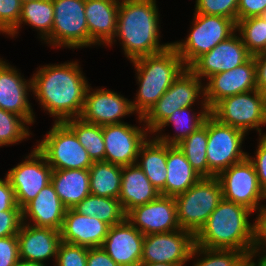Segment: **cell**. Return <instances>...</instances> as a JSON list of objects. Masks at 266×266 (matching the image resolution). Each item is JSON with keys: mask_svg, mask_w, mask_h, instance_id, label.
Segmentation results:
<instances>
[{"mask_svg": "<svg viewBox=\"0 0 266 266\" xmlns=\"http://www.w3.org/2000/svg\"><path fill=\"white\" fill-rule=\"evenodd\" d=\"M77 61L47 64L33 74L32 93L34 98L55 122L80 118L86 91L89 87Z\"/></svg>", "mask_w": 266, "mask_h": 266, "instance_id": "6da1fadb", "label": "cell"}, {"mask_svg": "<svg viewBox=\"0 0 266 266\" xmlns=\"http://www.w3.org/2000/svg\"><path fill=\"white\" fill-rule=\"evenodd\" d=\"M156 4V0H120L116 35L107 46L119 40L130 61L169 47L172 43L160 44L159 41L160 13Z\"/></svg>", "mask_w": 266, "mask_h": 266, "instance_id": "7a4b0ae2", "label": "cell"}, {"mask_svg": "<svg viewBox=\"0 0 266 266\" xmlns=\"http://www.w3.org/2000/svg\"><path fill=\"white\" fill-rule=\"evenodd\" d=\"M243 205L222 199L204 226L194 236L195 245L207 249H234L248 257L255 251L258 217Z\"/></svg>", "mask_w": 266, "mask_h": 266, "instance_id": "3957f363", "label": "cell"}, {"mask_svg": "<svg viewBox=\"0 0 266 266\" xmlns=\"http://www.w3.org/2000/svg\"><path fill=\"white\" fill-rule=\"evenodd\" d=\"M130 62L133 63L139 85L135 100L131 101V104L136 116L143 117L186 66L172 44L161 52Z\"/></svg>", "mask_w": 266, "mask_h": 266, "instance_id": "277c9868", "label": "cell"}, {"mask_svg": "<svg viewBox=\"0 0 266 266\" xmlns=\"http://www.w3.org/2000/svg\"><path fill=\"white\" fill-rule=\"evenodd\" d=\"M222 199V187L217 177L201 178L186 192L176 195L177 222L180 229L195 236Z\"/></svg>", "mask_w": 266, "mask_h": 266, "instance_id": "5b68a950", "label": "cell"}, {"mask_svg": "<svg viewBox=\"0 0 266 266\" xmlns=\"http://www.w3.org/2000/svg\"><path fill=\"white\" fill-rule=\"evenodd\" d=\"M191 23V30L187 38L172 42L186 68L236 32V22L224 16L194 12Z\"/></svg>", "mask_w": 266, "mask_h": 266, "instance_id": "8992f818", "label": "cell"}, {"mask_svg": "<svg viewBox=\"0 0 266 266\" xmlns=\"http://www.w3.org/2000/svg\"><path fill=\"white\" fill-rule=\"evenodd\" d=\"M202 84L198 76L185 68L152 108L143 117H137L138 122L145 123L149 134H152L174 111L190 107L197 103L196 100L199 102V99L202 106H207Z\"/></svg>", "mask_w": 266, "mask_h": 266, "instance_id": "52a82bcc", "label": "cell"}, {"mask_svg": "<svg viewBox=\"0 0 266 266\" xmlns=\"http://www.w3.org/2000/svg\"><path fill=\"white\" fill-rule=\"evenodd\" d=\"M37 142L36 149L53 170L89 169L94 163L75 133L64 122L54 121L44 139Z\"/></svg>", "mask_w": 266, "mask_h": 266, "instance_id": "ba28073f", "label": "cell"}, {"mask_svg": "<svg viewBox=\"0 0 266 266\" xmlns=\"http://www.w3.org/2000/svg\"><path fill=\"white\" fill-rule=\"evenodd\" d=\"M210 114L219 122L230 125L248 134L256 129L262 133L260 126L266 125V94L258 89L248 91L220 100Z\"/></svg>", "mask_w": 266, "mask_h": 266, "instance_id": "9c48e42d", "label": "cell"}, {"mask_svg": "<svg viewBox=\"0 0 266 266\" xmlns=\"http://www.w3.org/2000/svg\"><path fill=\"white\" fill-rule=\"evenodd\" d=\"M245 136L243 131L219 122L211 114L207 116L208 178L217 177L247 157L242 149Z\"/></svg>", "mask_w": 266, "mask_h": 266, "instance_id": "30bf717a", "label": "cell"}, {"mask_svg": "<svg viewBox=\"0 0 266 266\" xmlns=\"http://www.w3.org/2000/svg\"><path fill=\"white\" fill-rule=\"evenodd\" d=\"M54 19L51 35L44 41L56 48L89 46L85 0H53Z\"/></svg>", "mask_w": 266, "mask_h": 266, "instance_id": "8fae6325", "label": "cell"}, {"mask_svg": "<svg viewBox=\"0 0 266 266\" xmlns=\"http://www.w3.org/2000/svg\"><path fill=\"white\" fill-rule=\"evenodd\" d=\"M217 178L222 187L223 198L256 212L259 217L266 207V194L259 185L254 165L246 157L222 171Z\"/></svg>", "mask_w": 266, "mask_h": 266, "instance_id": "7c38bea8", "label": "cell"}, {"mask_svg": "<svg viewBox=\"0 0 266 266\" xmlns=\"http://www.w3.org/2000/svg\"><path fill=\"white\" fill-rule=\"evenodd\" d=\"M21 163L7 173L10 185L15 192L17 205L23 209L38 193L51 182L52 167L36 149L24 157Z\"/></svg>", "mask_w": 266, "mask_h": 266, "instance_id": "4fadbf2b", "label": "cell"}, {"mask_svg": "<svg viewBox=\"0 0 266 266\" xmlns=\"http://www.w3.org/2000/svg\"><path fill=\"white\" fill-rule=\"evenodd\" d=\"M194 235L184 229L144 235L141 262L185 266L193 247Z\"/></svg>", "mask_w": 266, "mask_h": 266, "instance_id": "5bb4252c", "label": "cell"}, {"mask_svg": "<svg viewBox=\"0 0 266 266\" xmlns=\"http://www.w3.org/2000/svg\"><path fill=\"white\" fill-rule=\"evenodd\" d=\"M126 122L102 126L105 143V162L119 166L136 164L141 145L148 139L149 131Z\"/></svg>", "mask_w": 266, "mask_h": 266, "instance_id": "9a60e30c", "label": "cell"}, {"mask_svg": "<svg viewBox=\"0 0 266 266\" xmlns=\"http://www.w3.org/2000/svg\"><path fill=\"white\" fill-rule=\"evenodd\" d=\"M134 114L130 99L105 88L86 91L85 103L80 118L87 123L99 126L124 123L125 116Z\"/></svg>", "mask_w": 266, "mask_h": 266, "instance_id": "2e32d148", "label": "cell"}, {"mask_svg": "<svg viewBox=\"0 0 266 266\" xmlns=\"http://www.w3.org/2000/svg\"><path fill=\"white\" fill-rule=\"evenodd\" d=\"M204 85L205 100L211 110L220 100L256 90V65L251 56L232 70L211 75Z\"/></svg>", "mask_w": 266, "mask_h": 266, "instance_id": "e0dca14e", "label": "cell"}, {"mask_svg": "<svg viewBox=\"0 0 266 266\" xmlns=\"http://www.w3.org/2000/svg\"><path fill=\"white\" fill-rule=\"evenodd\" d=\"M126 218L143 235L180 229L173 196L159 195L152 202L134 207L126 214Z\"/></svg>", "mask_w": 266, "mask_h": 266, "instance_id": "ac0fdd59", "label": "cell"}, {"mask_svg": "<svg viewBox=\"0 0 266 266\" xmlns=\"http://www.w3.org/2000/svg\"><path fill=\"white\" fill-rule=\"evenodd\" d=\"M251 56L241 37L235 32L208 53L200 56L189 69L201 80H205L211 75L234 69Z\"/></svg>", "mask_w": 266, "mask_h": 266, "instance_id": "d6986e66", "label": "cell"}, {"mask_svg": "<svg viewBox=\"0 0 266 266\" xmlns=\"http://www.w3.org/2000/svg\"><path fill=\"white\" fill-rule=\"evenodd\" d=\"M14 67L0 58V108L21 116L32 125L36 121L28 100L32 78L24 79Z\"/></svg>", "mask_w": 266, "mask_h": 266, "instance_id": "ffe728a7", "label": "cell"}, {"mask_svg": "<svg viewBox=\"0 0 266 266\" xmlns=\"http://www.w3.org/2000/svg\"><path fill=\"white\" fill-rule=\"evenodd\" d=\"M144 235L127 218L109 228L102 248L119 266L141 263Z\"/></svg>", "mask_w": 266, "mask_h": 266, "instance_id": "44dd1931", "label": "cell"}, {"mask_svg": "<svg viewBox=\"0 0 266 266\" xmlns=\"http://www.w3.org/2000/svg\"><path fill=\"white\" fill-rule=\"evenodd\" d=\"M17 238L20 259L42 264H46L49 258H54L53 261H56L61 243L59 230L22 223Z\"/></svg>", "mask_w": 266, "mask_h": 266, "instance_id": "7402d4cb", "label": "cell"}, {"mask_svg": "<svg viewBox=\"0 0 266 266\" xmlns=\"http://www.w3.org/2000/svg\"><path fill=\"white\" fill-rule=\"evenodd\" d=\"M110 226L96 216L67 209L60 230L61 241L87 248L102 247Z\"/></svg>", "mask_w": 266, "mask_h": 266, "instance_id": "603a6c76", "label": "cell"}, {"mask_svg": "<svg viewBox=\"0 0 266 266\" xmlns=\"http://www.w3.org/2000/svg\"><path fill=\"white\" fill-rule=\"evenodd\" d=\"M66 210L50 182L22 209V222L60 231Z\"/></svg>", "mask_w": 266, "mask_h": 266, "instance_id": "cb8c5ba5", "label": "cell"}, {"mask_svg": "<svg viewBox=\"0 0 266 266\" xmlns=\"http://www.w3.org/2000/svg\"><path fill=\"white\" fill-rule=\"evenodd\" d=\"M120 0H85L89 47L107 46L115 37Z\"/></svg>", "mask_w": 266, "mask_h": 266, "instance_id": "d4e9b609", "label": "cell"}, {"mask_svg": "<svg viewBox=\"0 0 266 266\" xmlns=\"http://www.w3.org/2000/svg\"><path fill=\"white\" fill-rule=\"evenodd\" d=\"M159 195L160 192L137 164L122 167V182L118 200L126 214L134 207L152 202Z\"/></svg>", "mask_w": 266, "mask_h": 266, "instance_id": "484cf974", "label": "cell"}, {"mask_svg": "<svg viewBox=\"0 0 266 266\" xmlns=\"http://www.w3.org/2000/svg\"><path fill=\"white\" fill-rule=\"evenodd\" d=\"M166 164L165 196L175 197L186 192L202 178L177 145L167 144Z\"/></svg>", "mask_w": 266, "mask_h": 266, "instance_id": "4316f807", "label": "cell"}, {"mask_svg": "<svg viewBox=\"0 0 266 266\" xmlns=\"http://www.w3.org/2000/svg\"><path fill=\"white\" fill-rule=\"evenodd\" d=\"M149 137L151 138L148 136L139 149L136 164L160 192V195L165 196L167 144L160 142L153 135L152 139Z\"/></svg>", "mask_w": 266, "mask_h": 266, "instance_id": "83f0119b", "label": "cell"}, {"mask_svg": "<svg viewBox=\"0 0 266 266\" xmlns=\"http://www.w3.org/2000/svg\"><path fill=\"white\" fill-rule=\"evenodd\" d=\"M51 183L67 209L75 207L91 194L89 169L53 170Z\"/></svg>", "mask_w": 266, "mask_h": 266, "instance_id": "f1b7e54d", "label": "cell"}, {"mask_svg": "<svg viewBox=\"0 0 266 266\" xmlns=\"http://www.w3.org/2000/svg\"><path fill=\"white\" fill-rule=\"evenodd\" d=\"M193 106L183 107L172 113L171 116L167 117L159 127L152 133L160 142L168 145H177L183 139L187 138L192 132H195L199 127H201L210 114V109L208 106H201L200 112H192ZM192 108V109H191ZM173 124V127L176 129L174 136L164 135L162 132L163 128ZM161 131V132H160ZM161 133V134H160ZM157 134V135H156ZM160 134V135H159Z\"/></svg>", "mask_w": 266, "mask_h": 266, "instance_id": "f546056e", "label": "cell"}, {"mask_svg": "<svg viewBox=\"0 0 266 266\" xmlns=\"http://www.w3.org/2000/svg\"><path fill=\"white\" fill-rule=\"evenodd\" d=\"M53 19V0L23 2L18 25L8 35L15 38L22 28L20 26L24 23L35 28L40 35L39 38L41 37V41H45L51 35Z\"/></svg>", "mask_w": 266, "mask_h": 266, "instance_id": "4dcf8cb0", "label": "cell"}, {"mask_svg": "<svg viewBox=\"0 0 266 266\" xmlns=\"http://www.w3.org/2000/svg\"><path fill=\"white\" fill-rule=\"evenodd\" d=\"M121 182L122 166L99 161L94 162L89 168V186L92 195L118 199Z\"/></svg>", "mask_w": 266, "mask_h": 266, "instance_id": "1f68e13d", "label": "cell"}, {"mask_svg": "<svg viewBox=\"0 0 266 266\" xmlns=\"http://www.w3.org/2000/svg\"><path fill=\"white\" fill-rule=\"evenodd\" d=\"M73 209L86 216H96L110 227L123 222L126 213L117 198L101 197L89 194Z\"/></svg>", "mask_w": 266, "mask_h": 266, "instance_id": "d6a6232c", "label": "cell"}, {"mask_svg": "<svg viewBox=\"0 0 266 266\" xmlns=\"http://www.w3.org/2000/svg\"><path fill=\"white\" fill-rule=\"evenodd\" d=\"M64 123L75 133L93 162L105 161L102 126L84 122L81 118H70Z\"/></svg>", "mask_w": 266, "mask_h": 266, "instance_id": "836d02e7", "label": "cell"}, {"mask_svg": "<svg viewBox=\"0 0 266 266\" xmlns=\"http://www.w3.org/2000/svg\"><path fill=\"white\" fill-rule=\"evenodd\" d=\"M207 117L201 127L183 139L177 146L184 153L193 169L202 177L208 178L207 162Z\"/></svg>", "mask_w": 266, "mask_h": 266, "instance_id": "e575fe53", "label": "cell"}, {"mask_svg": "<svg viewBox=\"0 0 266 266\" xmlns=\"http://www.w3.org/2000/svg\"><path fill=\"white\" fill-rule=\"evenodd\" d=\"M236 32L252 56L266 52V20L263 16L237 21Z\"/></svg>", "mask_w": 266, "mask_h": 266, "instance_id": "d590c367", "label": "cell"}, {"mask_svg": "<svg viewBox=\"0 0 266 266\" xmlns=\"http://www.w3.org/2000/svg\"><path fill=\"white\" fill-rule=\"evenodd\" d=\"M194 257L197 258V262H193V266H241L248 258L242 251L234 249H207L197 245H194L189 261L193 260Z\"/></svg>", "mask_w": 266, "mask_h": 266, "instance_id": "8d00e7d4", "label": "cell"}, {"mask_svg": "<svg viewBox=\"0 0 266 266\" xmlns=\"http://www.w3.org/2000/svg\"><path fill=\"white\" fill-rule=\"evenodd\" d=\"M30 125L21 116L0 108V147L10 146L29 138Z\"/></svg>", "mask_w": 266, "mask_h": 266, "instance_id": "74e56055", "label": "cell"}, {"mask_svg": "<svg viewBox=\"0 0 266 266\" xmlns=\"http://www.w3.org/2000/svg\"><path fill=\"white\" fill-rule=\"evenodd\" d=\"M238 0H196L195 12L224 16L237 22Z\"/></svg>", "mask_w": 266, "mask_h": 266, "instance_id": "f35d334b", "label": "cell"}, {"mask_svg": "<svg viewBox=\"0 0 266 266\" xmlns=\"http://www.w3.org/2000/svg\"><path fill=\"white\" fill-rule=\"evenodd\" d=\"M88 248L61 241L54 266H86Z\"/></svg>", "mask_w": 266, "mask_h": 266, "instance_id": "ab89813d", "label": "cell"}, {"mask_svg": "<svg viewBox=\"0 0 266 266\" xmlns=\"http://www.w3.org/2000/svg\"><path fill=\"white\" fill-rule=\"evenodd\" d=\"M21 8V0H0V33L8 35L18 25Z\"/></svg>", "mask_w": 266, "mask_h": 266, "instance_id": "60d3db41", "label": "cell"}, {"mask_svg": "<svg viewBox=\"0 0 266 266\" xmlns=\"http://www.w3.org/2000/svg\"><path fill=\"white\" fill-rule=\"evenodd\" d=\"M259 136L255 157L249 156V153L247 157L254 165L259 185L266 194V134Z\"/></svg>", "mask_w": 266, "mask_h": 266, "instance_id": "b9f144b4", "label": "cell"}, {"mask_svg": "<svg viewBox=\"0 0 266 266\" xmlns=\"http://www.w3.org/2000/svg\"><path fill=\"white\" fill-rule=\"evenodd\" d=\"M22 223V210L0 211V238L17 235Z\"/></svg>", "mask_w": 266, "mask_h": 266, "instance_id": "7bdbcfd3", "label": "cell"}, {"mask_svg": "<svg viewBox=\"0 0 266 266\" xmlns=\"http://www.w3.org/2000/svg\"><path fill=\"white\" fill-rule=\"evenodd\" d=\"M19 260L17 235L0 238V266H15Z\"/></svg>", "mask_w": 266, "mask_h": 266, "instance_id": "ee69618b", "label": "cell"}, {"mask_svg": "<svg viewBox=\"0 0 266 266\" xmlns=\"http://www.w3.org/2000/svg\"><path fill=\"white\" fill-rule=\"evenodd\" d=\"M266 11V0H238L237 21L262 16Z\"/></svg>", "mask_w": 266, "mask_h": 266, "instance_id": "f6af8a7d", "label": "cell"}, {"mask_svg": "<svg viewBox=\"0 0 266 266\" xmlns=\"http://www.w3.org/2000/svg\"><path fill=\"white\" fill-rule=\"evenodd\" d=\"M22 210L16 202L15 192L8 178H0V211Z\"/></svg>", "mask_w": 266, "mask_h": 266, "instance_id": "bcb514c9", "label": "cell"}, {"mask_svg": "<svg viewBox=\"0 0 266 266\" xmlns=\"http://www.w3.org/2000/svg\"><path fill=\"white\" fill-rule=\"evenodd\" d=\"M86 266H119L102 247L88 248Z\"/></svg>", "mask_w": 266, "mask_h": 266, "instance_id": "7dc6e473", "label": "cell"}, {"mask_svg": "<svg viewBox=\"0 0 266 266\" xmlns=\"http://www.w3.org/2000/svg\"><path fill=\"white\" fill-rule=\"evenodd\" d=\"M253 57L256 65V88L266 94V52Z\"/></svg>", "mask_w": 266, "mask_h": 266, "instance_id": "c3c4849f", "label": "cell"}, {"mask_svg": "<svg viewBox=\"0 0 266 266\" xmlns=\"http://www.w3.org/2000/svg\"><path fill=\"white\" fill-rule=\"evenodd\" d=\"M256 238H266V207L258 217V229Z\"/></svg>", "mask_w": 266, "mask_h": 266, "instance_id": "681fc988", "label": "cell"}, {"mask_svg": "<svg viewBox=\"0 0 266 266\" xmlns=\"http://www.w3.org/2000/svg\"><path fill=\"white\" fill-rule=\"evenodd\" d=\"M255 252L266 262V238H256Z\"/></svg>", "mask_w": 266, "mask_h": 266, "instance_id": "f907efd6", "label": "cell"}, {"mask_svg": "<svg viewBox=\"0 0 266 266\" xmlns=\"http://www.w3.org/2000/svg\"><path fill=\"white\" fill-rule=\"evenodd\" d=\"M15 266H46L45 264L20 259Z\"/></svg>", "mask_w": 266, "mask_h": 266, "instance_id": "816d5d0a", "label": "cell"}, {"mask_svg": "<svg viewBox=\"0 0 266 266\" xmlns=\"http://www.w3.org/2000/svg\"><path fill=\"white\" fill-rule=\"evenodd\" d=\"M257 256L259 257V259L257 258ZM255 257L257 258V262L255 260ZM249 258L251 260H253V262L257 265V266H266V262L254 251ZM254 258V259H253ZM255 260V261H254Z\"/></svg>", "mask_w": 266, "mask_h": 266, "instance_id": "f5cc1de1", "label": "cell"}, {"mask_svg": "<svg viewBox=\"0 0 266 266\" xmlns=\"http://www.w3.org/2000/svg\"><path fill=\"white\" fill-rule=\"evenodd\" d=\"M138 266H177L168 263H150V262H141Z\"/></svg>", "mask_w": 266, "mask_h": 266, "instance_id": "db71d44e", "label": "cell"}, {"mask_svg": "<svg viewBox=\"0 0 266 266\" xmlns=\"http://www.w3.org/2000/svg\"><path fill=\"white\" fill-rule=\"evenodd\" d=\"M241 266H257L253 260H251L249 257L243 262Z\"/></svg>", "mask_w": 266, "mask_h": 266, "instance_id": "11a10c76", "label": "cell"}, {"mask_svg": "<svg viewBox=\"0 0 266 266\" xmlns=\"http://www.w3.org/2000/svg\"><path fill=\"white\" fill-rule=\"evenodd\" d=\"M21 1H22V3H23V2L35 1V0H21Z\"/></svg>", "mask_w": 266, "mask_h": 266, "instance_id": "9f6ffc18", "label": "cell"}, {"mask_svg": "<svg viewBox=\"0 0 266 266\" xmlns=\"http://www.w3.org/2000/svg\"><path fill=\"white\" fill-rule=\"evenodd\" d=\"M262 16H263L264 19L266 20V11H265V13H264Z\"/></svg>", "mask_w": 266, "mask_h": 266, "instance_id": "6f0895ef", "label": "cell"}]
</instances>
